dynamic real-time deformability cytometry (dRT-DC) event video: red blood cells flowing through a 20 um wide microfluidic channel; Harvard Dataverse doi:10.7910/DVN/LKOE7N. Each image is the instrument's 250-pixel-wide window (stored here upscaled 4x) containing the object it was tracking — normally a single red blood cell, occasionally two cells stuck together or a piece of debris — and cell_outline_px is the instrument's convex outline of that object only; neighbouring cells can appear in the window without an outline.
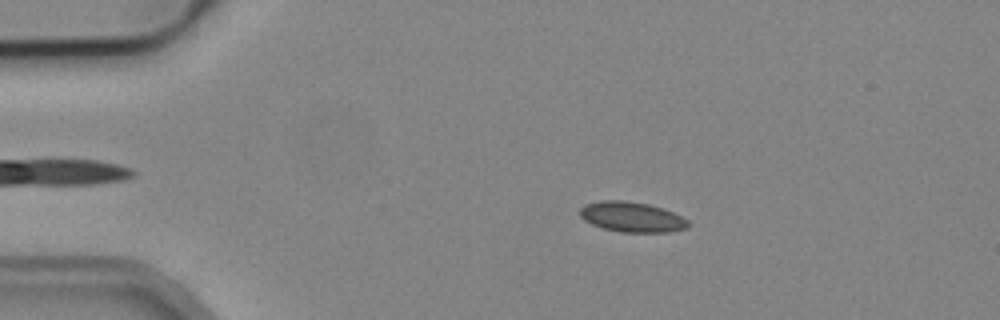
{"species": "common noctule bat (a hibernating species)", "species_latin": "Nyctalus noctula", "temperature_condition": "cold", "stored_images_in_passage": 5, "camera_frame_rate_fps": 3000, "um_per_image_px": 0.085, "animal": {"sex": "male", "body_mass_g": 19.2, "forearm_length_mm": 51.8}, "frame": {"image": 1, "passage_image": 2, "time_ms": 1.333, "image_size_px": [1000, 320], "cell_outline_px": [[692, 224], [688, 228], [668, 232], [620, 232], [604, 228], [592, 224], [584, 220], [580, 216], [580, 208], [584, 204], [600, 200], [624, 200], [648, 204], [672, 212], [688, 220]], "centroid_in_image_um": [53.7, 18.44], "position_along_channel_um": 31.3, "area_um2": 19.07}}
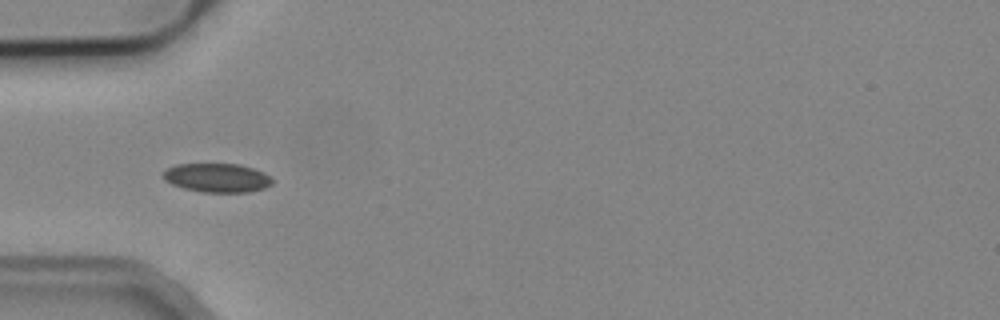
{"frame": {"image": 2, "passage_image": 4, "time_ms": 3.667, "image_size_px": [1000, 320], "cell_outline_px": [[272, 184], [264, 188], [248, 192], [204, 192], [184, 188], [172, 184], [164, 180], [164, 172], [168, 168], [176, 164], [240, 164], [264, 172], [272, 180]], "centroid_in_image_um": [18.46, 15.11], "position_along_channel_um": 66.5, "area_um2": 18.21}}